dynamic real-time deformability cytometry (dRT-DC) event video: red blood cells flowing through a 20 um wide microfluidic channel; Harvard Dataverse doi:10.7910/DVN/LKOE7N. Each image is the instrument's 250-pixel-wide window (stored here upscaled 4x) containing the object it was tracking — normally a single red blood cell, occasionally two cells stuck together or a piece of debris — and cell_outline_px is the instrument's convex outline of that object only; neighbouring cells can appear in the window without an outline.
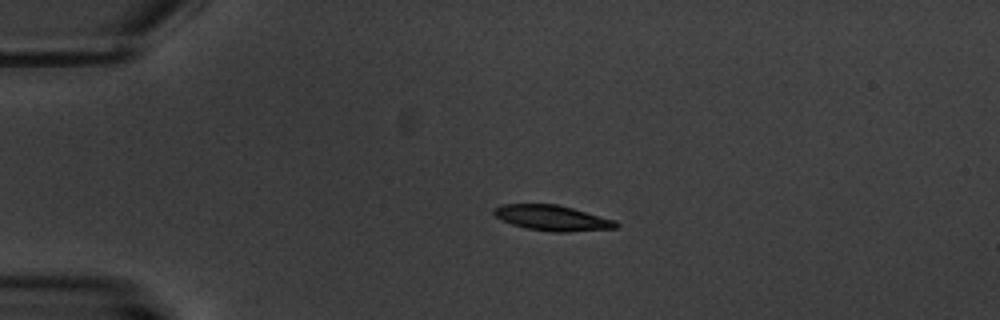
{"species": "common noctule bat (a hibernating species)", "species_latin": "Nyctalus noctula", "temperature_condition": "warm", "stored_images_in_passage": 4, "camera_frame_rate_fps": 3000, "um_per_image_px": 0.085, "animal": {"sex": "male", "body_mass_g": 20.1, "forearm_length_mm": 53.5}, "frame": {"image": 1, "passage_image": 3, "time_ms": 3.667, "image_size_px": [1000, 320], "cell_outline_px": [[620, 224], [616, 228], [568, 232], [552, 232], [528, 228], [512, 224], [496, 216], [492, 212], [492, 208], [500, 204], [556, 204], [572, 208], [616, 220]], "centroid_in_image_um": [46.95, 18.52], "position_along_channel_um": 38.0, "area_um2": 18.03}}